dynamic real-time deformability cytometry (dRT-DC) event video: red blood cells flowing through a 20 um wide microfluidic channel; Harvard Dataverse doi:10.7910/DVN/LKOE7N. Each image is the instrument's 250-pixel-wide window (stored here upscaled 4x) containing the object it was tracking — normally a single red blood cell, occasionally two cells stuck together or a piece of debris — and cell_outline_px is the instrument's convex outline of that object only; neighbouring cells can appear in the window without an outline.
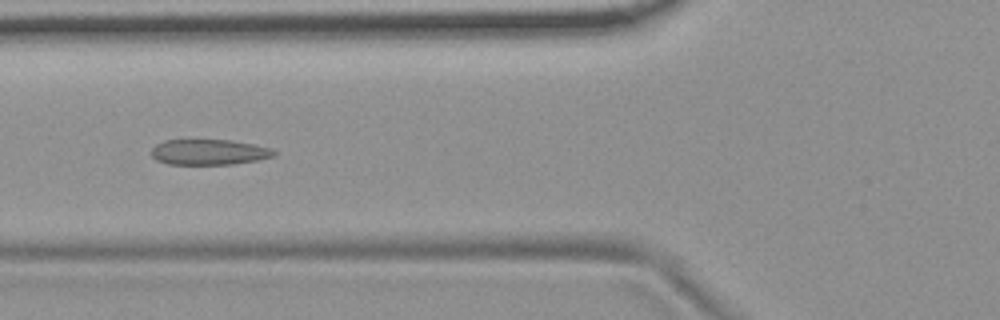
{"species": "common noctule bat (a hibernating species)", "species_latin": "Nyctalus noctula", "temperature_condition": "room temperature", "stored_images_in_passage": 7, "camera_frame_rate_fps": 3000, "um_per_image_px": 0.085, "animal": {"sex": "female", "body_mass_g": 19.9}, "frame": {"image": 1, "passage_image": 6, "time_ms": 1.667, "image_size_px": [1000, 320], "cell_outline_px": [[276, 152], [272, 156], [260, 160], [232, 164], [168, 164], [156, 160], [152, 156], [152, 148], [156, 144], [164, 140], [232, 140], [272, 148]], "centroid_in_image_um": [17.76, 12.93], "position_along_channel_um": 108.0, "area_um2": 18.21}}
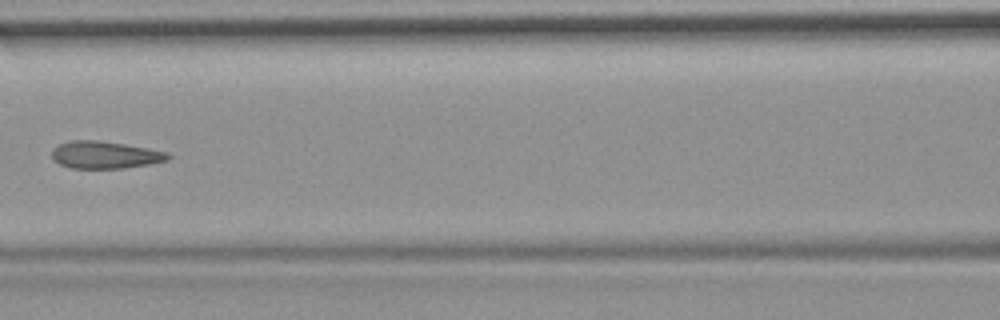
{"frame": {"image": 2, "passage_image": 7, "time_ms": 2.0, "image_size_px": [1000, 320], "cell_outline_px": [[172, 156], [168, 160], [148, 164], [124, 168], [72, 168], [60, 164], [52, 156], [52, 148], [68, 140], [96, 140], [124, 144], [148, 148], [168, 152]], "centroid_in_image_um": [8.94, 13.16], "position_along_channel_um": 157.7, "area_um2": 18.38}}